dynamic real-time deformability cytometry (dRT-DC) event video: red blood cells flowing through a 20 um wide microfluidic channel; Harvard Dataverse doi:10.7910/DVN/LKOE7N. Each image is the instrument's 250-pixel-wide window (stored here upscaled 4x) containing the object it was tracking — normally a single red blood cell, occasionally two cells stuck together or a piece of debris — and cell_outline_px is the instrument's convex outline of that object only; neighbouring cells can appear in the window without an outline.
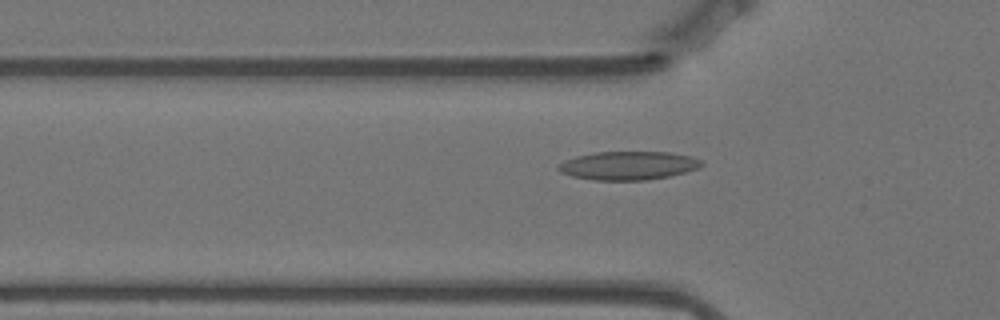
{"species": "Egyptian fruit bat (a non-hibernating species)", "species_latin": "Rousettus aegyptiacus", "temperature_condition": "warm", "stored_images_in_passage": 41, "camera_frame_rate_fps": 3000, "um_per_image_px": 0.085, "animal": {"sex": "female"}, "frame": {"image": 1, "passage_image": 12, "time_ms": 3.667, "image_size_px": [1000, 320], "cell_outline_px": [[704, 164], [700, 168], [668, 176], [644, 180], [592, 180], [572, 176], [560, 172], [556, 168], [564, 160], [576, 156], [596, 152], [668, 152], [692, 156], [704, 160]], "centroid_in_image_um": [53.42, 14.07], "position_along_channel_um": 72.4, "area_um2": 23.87}}
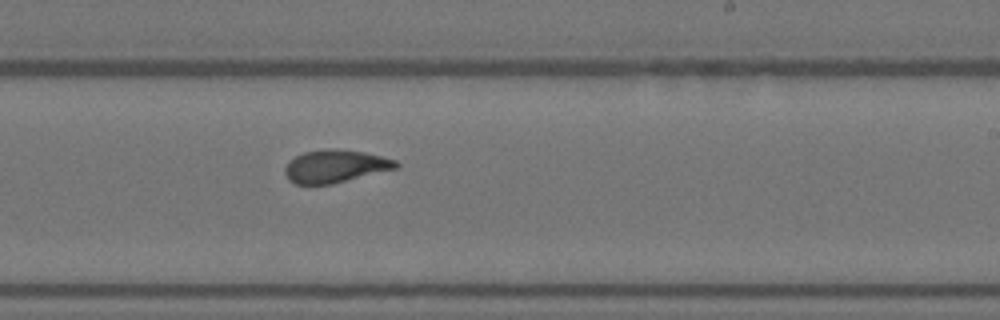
{"frame": {"image": 2, "passage_image": 28, "time_ms": 9.0, "image_size_px": [1000, 320], "cell_outline_px": [[400, 164], [396, 168], [332, 184], [296, 184], [288, 180], [284, 172], [284, 168], [296, 156], [304, 152], [328, 148], [336, 148], [364, 152], [396, 160]], "centroid_in_image_um": [28.48, 14.12], "position_along_channel_um": 260.5, "area_um2": 21.04}}
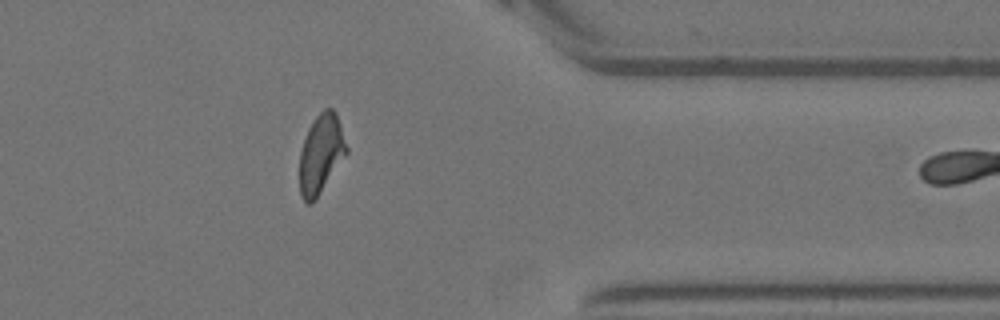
{"frame": {"image": 3, "passage_image": 40, "time_ms": 13.0, "image_size_px": [1000, 320], "cell_outline_px": [[348, 152], [312, 204], [308, 204], [300, 196], [300, 152], [308, 128], [316, 116], [324, 108], [332, 108], [336, 112], [348, 148]], "centroid_in_image_um": [27.28, 13.07], "position_along_channel_um": 384.1, "area_um2": 21.44}}